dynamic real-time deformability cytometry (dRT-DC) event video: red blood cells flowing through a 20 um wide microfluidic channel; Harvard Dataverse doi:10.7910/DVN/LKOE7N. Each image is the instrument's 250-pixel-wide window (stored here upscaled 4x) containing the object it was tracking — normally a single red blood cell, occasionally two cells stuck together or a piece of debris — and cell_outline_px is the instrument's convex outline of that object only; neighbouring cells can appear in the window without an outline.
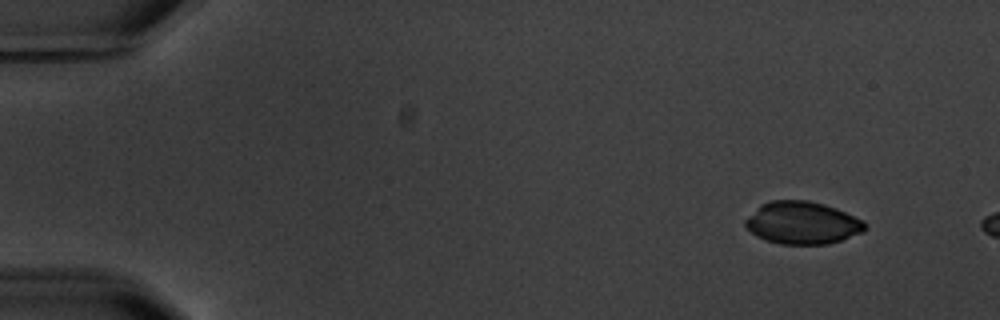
{"species": "common noctule bat (a hibernating species)", "species_latin": "Nyctalus noctula", "temperature_condition": "warm", "stored_images_in_passage": 3, "camera_frame_rate_fps": 3000, "um_per_image_px": 0.085, "animal": {"sex": "male", "body_mass_g": 20.1, "forearm_length_mm": 53.5}, "frame": {"image": 1, "passage_image": 1, "time_ms": 0.0, "image_size_px": [1000, 320], "cell_outline_px": [[868, 228], [864, 232], [828, 244], [780, 244], [756, 236], [744, 224], [744, 220], [760, 204], [772, 200], [808, 200], [824, 204], [836, 208], [864, 220], [868, 224]], "centroid_in_image_um": [68.23, 18.93], "position_along_channel_um": 16.8, "area_um2": 29.77}}